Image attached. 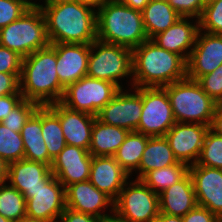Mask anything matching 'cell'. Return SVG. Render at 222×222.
<instances>
[{
    "label": "cell",
    "instance_id": "obj_1",
    "mask_svg": "<svg viewBox=\"0 0 222 222\" xmlns=\"http://www.w3.org/2000/svg\"><path fill=\"white\" fill-rule=\"evenodd\" d=\"M43 11L51 43L91 44L97 39V12L80 1L45 4ZM95 11V12H94Z\"/></svg>",
    "mask_w": 222,
    "mask_h": 222
},
{
    "label": "cell",
    "instance_id": "obj_2",
    "mask_svg": "<svg viewBox=\"0 0 222 222\" xmlns=\"http://www.w3.org/2000/svg\"><path fill=\"white\" fill-rule=\"evenodd\" d=\"M187 61L148 39L132 49L133 88L165 87L187 78Z\"/></svg>",
    "mask_w": 222,
    "mask_h": 222
},
{
    "label": "cell",
    "instance_id": "obj_3",
    "mask_svg": "<svg viewBox=\"0 0 222 222\" xmlns=\"http://www.w3.org/2000/svg\"><path fill=\"white\" fill-rule=\"evenodd\" d=\"M56 65V51L50 45L23 58L19 79L23 99L40 106L61 102L65 87L59 81Z\"/></svg>",
    "mask_w": 222,
    "mask_h": 222
},
{
    "label": "cell",
    "instance_id": "obj_4",
    "mask_svg": "<svg viewBox=\"0 0 222 222\" xmlns=\"http://www.w3.org/2000/svg\"><path fill=\"white\" fill-rule=\"evenodd\" d=\"M96 12L98 40L131 50L148 40L141 11L112 0Z\"/></svg>",
    "mask_w": 222,
    "mask_h": 222
},
{
    "label": "cell",
    "instance_id": "obj_5",
    "mask_svg": "<svg viewBox=\"0 0 222 222\" xmlns=\"http://www.w3.org/2000/svg\"><path fill=\"white\" fill-rule=\"evenodd\" d=\"M163 88L169 96L176 122L210 126L218 103L203 91L197 81L185 78Z\"/></svg>",
    "mask_w": 222,
    "mask_h": 222
},
{
    "label": "cell",
    "instance_id": "obj_6",
    "mask_svg": "<svg viewBox=\"0 0 222 222\" xmlns=\"http://www.w3.org/2000/svg\"><path fill=\"white\" fill-rule=\"evenodd\" d=\"M0 45L23 58L50 45L46 20L39 5L30 7L17 20L0 29Z\"/></svg>",
    "mask_w": 222,
    "mask_h": 222
},
{
    "label": "cell",
    "instance_id": "obj_7",
    "mask_svg": "<svg viewBox=\"0 0 222 222\" xmlns=\"http://www.w3.org/2000/svg\"><path fill=\"white\" fill-rule=\"evenodd\" d=\"M131 74H133L131 49L98 39L90 44L88 77L110 81L122 89L118 79L128 75L132 77Z\"/></svg>",
    "mask_w": 222,
    "mask_h": 222
},
{
    "label": "cell",
    "instance_id": "obj_8",
    "mask_svg": "<svg viewBox=\"0 0 222 222\" xmlns=\"http://www.w3.org/2000/svg\"><path fill=\"white\" fill-rule=\"evenodd\" d=\"M119 90L110 81L85 76L65 88L61 103L69 109L97 116Z\"/></svg>",
    "mask_w": 222,
    "mask_h": 222
},
{
    "label": "cell",
    "instance_id": "obj_9",
    "mask_svg": "<svg viewBox=\"0 0 222 222\" xmlns=\"http://www.w3.org/2000/svg\"><path fill=\"white\" fill-rule=\"evenodd\" d=\"M128 184L114 201L113 211L128 222H154L160 213L159 195L139 179Z\"/></svg>",
    "mask_w": 222,
    "mask_h": 222
},
{
    "label": "cell",
    "instance_id": "obj_10",
    "mask_svg": "<svg viewBox=\"0 0 222 222\" xmlns=\"http://www.w3.org/2000/svg\"><path fill=\"white\" fill-rule=\"evenodd\" d=\"M176 123L170 99L163 87H142V112L136 132L165 136Z\"/></svg>",
    "mask_w": 222,
    "mask_h": 222
},
{
    "label": "cell",
    "instance_id": "obj_11",
    "mask_svg": "<svg viewBox=\"0 0 222 222\" xmlns=\"http://www.w3.org/2000/svg\"><path fill=\"white\" fill-rule=\"evenodd\" d=\"M135 94L118 93L97 114L96 118L104 124L136 131L142 112V87H135Z\"/></svg>",
    "mask_w": 222,
    "mask_h": 222
},
{
    "label": "cell",
    "instance_id": "obj_12",
    "mask_svg": "<svg viewBox=\"0 0 222 222\" xmlns=\"http://www.w3.org/2000/svg\"><path fill=\"white\" fill-rule=\"evenodd\" d=\"M208 130L209 126L207 125L179 122H176L168 130L165 138L178 162L184 163L187 166L197 163Z\"/></svg>",
    "mask_w": 222,
    "mask_h": 222
},
{
    "label": "cell",
    "instance_id": "obj_13",
    "mask_svg": "<svg viewBox=\"0 0 222 222\" xmlns=\"http://www.w3.org/2000/svg\"><path fill=\"white\" fill-rule=\"evenodd\" d=\"M186 63L188 79L197 81L201 76L213 72L222 64V35L201 33L199 30Z\"/></svg>",
    "mask_w": 222,
    "mask_h": 222
},
{
    "label": "cell",
    "instance_id": "obj_14",
    "mask_svg": "<svg viewBox=\"0 0 222 222\" xmlns=\"http://www.w3.org/2000/svg\"><path fill=\"white\" fill-rule=\"evenodd\" d=\"M65 208V187L55 176L26 199V216L30 218L57 222Z\"/></svg>",
    "mask_w": 222,
    "mask_h": 222
},
{
    "label": "cell",
    "instance_id": "obj_15",
    "mask_svg": "<svg viewBox=\"0 0 222 222\" xmlns=\"http://www.w3.org/2000/svg\"><path fill=\"white\" fill-rule=\"evenodd\" d=\"M189 174L197 205L207 208L222 220V169L196 163L189 166Z\"/></svg>",
    "mask_w": 222,
    "mask_h": 222
},
{
    "label": "cell",
    "instance_id": "obj_16",
    "mask_svg": "<svg viewBox=\"0 0 222 222\" xmlns=\"http://www.w3.org/2000/svg\"><path fill=\"white\" fill-rule=\"evenodd\" d=\"M91 161L89 150L66 145L53 159L51 172L66 188L71 184L89 180Z\"/></svg>",
    "mask_w": 222,
    "mask_h": 222
},
{
    "label": "cell",
    "instance_id": "obj_17",
    "mask_svg": "<svg viewBox=\"0 0 222 222\" xmlns=\"http://www.w3.org/2000/svg\"><path fill=\"white\" fill-rule=\"evenodd\" d=\"M56 51V72L66 88L87 76L90 44L51 43Z\"/></svg>",
    "mask_w": 222,
    "mask_h": 222
},
{
    "label": "cell",
    "instance_id": "obj_18",
    "mask_svg": "<svg viewBox=\"0 0 222 222\" xmlns=\"http://www.w3.org/2000/svg\"><path fill=\"white\" fill-rule=\"evenodd\" d=\"M47 106L59 117L66 144L89 150L96 116L69 109L61 102Z\"/></svg>",
    "mask_w": 222,
    "mask_h": 222
},
{
    "label": "cell",
    "instance_id": "obj_19",
    "mask_svg": "<svg viewBox=\"0 0 222 222\" xmlns=\"http://www.w3.org/2000/svg\"><path fill=\"white\" fill-rule=\"evenodd\" d=\"M53 177L51 167L40 162L21 159L8 164L7 180L25 199Z\"/></svg>",
    "mask_w": 222,
    "mask_h": 222
},
{
    "label": "cell",
    "instance_id": "obj_20",
    "mask_svg": "<svg viewBox=\"0 0 222 222\" xmlns=\"http://www.w3.org/2000/svg\"><path fill=\"white\" fill-rule=\"evenodd\" d=\"M129 176L113 156H92L89 181L113 201L118 197Z\"/></svg>",
    "mask_w": 222,
    "mask_h": 222
},
{
    "label": "cell",
    "instance_id": "obj_21",
    "mask_svg": "<svg viewBox=\"0 0 222 222\" xmlns=\"http://www.w3.org/2000/svg\"><path fill=\"white\" fill-rule=\"evenodd\" d=\"M66 207L72 210L102 217L101 209L114 207V201L98 190L89 180L71 184L65 188Z\"/></svg>",
    "mask_w": 222,
    "mask_h": 222
},
{
    "label": "cell",
    "instance_id": "obj_22",
    "mask_svg": "<svg viewBox=\"0 0 222 222\" xmlns=\"http://www.w3.org/2000/svg\"><path fill=\"white\" fill-rule=\"evenodd\" d=\"M188 21L187 17H180L166 31L158 33L151 40L159 47L174 52L187 61L199 32V19L196 20V24H192ZM189 48L190 51L188 52ZM186 50L188 53L185 52Z\"/></svg>",
    "mask_w": 222,
    "mask_h": 222
},
{
    "label": "cell",
    "instance_id": "obj_23",
    "mask_svg": "<svg viewBox=\"0 0 222 222\" xmlns=\"http://www.w3.org/2000/svg\"><path fill=\"white\" fill-rule=\"evenodd\" d=\"M160 212L183 217L196 205L195 190L190 174L159 194Z\"/></svg>",
    "mask_w": 222,
    "mask_h": 222
},
{
    "label": "cell",
    "instance_id": "obj_24",
    "mask_svg": "<svg viewBox=\"0 0 222 222\" xmlns=\"http://www.w3.org/2000/svg\"><path fill=\"white\" fill-rule=\"evenodd\" d=\"M41 130L42 106H39L20 132L24 143V159L40 162L51 167L53 159L48 154Z\"/></svg>",
    "mask_w": 222,
    "mask_h": 222
},
{
    "label": "cell",
    "instance_id": "obj_25",
    "mask_svg": "<svg viewBox=\"0 0 222 222\" xmlns=\"http://www.w3.org/2000/svg\"><path fill=\"white\" fill-rule=\"evenodd\" d=\"M130 131L102 123L95 118L89 153L92 156H114Z\"/></svg>",
    "mask_w": 222,
    "mask_h": 222
},
{
    "label": "cell",
    "instance_id": "obj_26",
    "mask_svg": "<svg viewBox=\"0 0 222 222\" xmlns=\"http://www.w3.org/2000/svg\"><path fill=\"white\" fill-rule=\"evenodd\" d=\"M179 163L165 136L149 137L146 148L141 157L139 174L141 179L147 172L155 169L172 166Z\"/></svg>",
    "mask_w": 222,
    "mask_h": 222
},
{
    "label": "cell",
    "instance_id": "obj_27",
    "mask_svg": "<svg viewBox=\"0 0 222 222\" xmlns=\"http://www.w3.org/2000/svg\"><path fill=\"white\" fill-rule=\"evenodd\" d=\"M141 12L148 39L166 31L181 17L167 0H151Z\"/></svg>",
    "mask_w": 222,
    "mask_h": 222
},
{
    "label": "cell",
    "instance_id": "obj_28",
    "mask_svg": "<svg viewBox=\"0 0 222 222\" xmlns=\"http://www.w3.org/2000/svg\"><path fill=\"white\" fill-rule=\"evenodd\" d=\"M150 136L130 131L114 154L116 162L128 173L139 168L141 157Z\"/></svg>",
    "mask_w": 222,
    "mask_h": 222
},
{
    "label": "cell",
    "instance_id": "obj_29",
    "mask_svg": "<svg viewBox=\"0 0 222 222\" xmlns=\"http://www.w3.org/2000/svg\"><path fill=\"white\" fill-rule=\"evenodd\" d=\"M188 173L189 166L179 162L147 172L140 180L159 195L168 187L182 180Z\"/></svg>",
    "mask_w": 222,
    "mask_h": 222
},
{
    "label": "cell",
    "instance_id": "obj_30",
    "mask_svg": "<svg viewBox=\"0 0 222 222\" xmlns=\"http://www.w3.org/2000/svg\"><path fill=\"white\" fill-rule=\"evenodd\" d=\"M41 131L48 154L54 159L67 144L59 117L48 106H42Z\"/></svg>",
    "mask_w": 222,
    "mask_h": 222
},
{
    "label": "cell",
    "instance_id": "obj_31",
    "mask_svg": "<svg viewBox=\"0 0 222 222\" xmlns=\"http://www.w3.org/2000/svg\"><path fill=\"white\" fill-rule=\"evenodd\" d=\"M0 215L12 222L26 216V199L11 185L0 182Z\"/></svg>",
    "mask_w": 222,
    "mask_h": 222
},
{
    "label": "cell",
    "instance_id": "obj_32",
    "mask_svg": "<svg viewBox=\"0 0 222 222\" xmlns=\"http://www.w3.org/2000/svg\"><path fill=\"white\" fill-rule=\"evenodd\" d=\"M0 158L6 163L24 159V143L20 133L0 122Z\"/></svg>",
    "mask_w": 222,
    "mask_h": 222
},
{
    "label": "cell",
    "instance_id": "obj_33",
    "mask_svg": "<svg viewBox=\"0 0 222 222\" xmlns=\"http://www.w3.org/2000/svg\"><path fill=\"white\" fill-rule=\"evenodd\" d=\"M197 164L222 169V135L208 130Z\"/></svg>",
    "mask_w": 222,
    "mask_h": 222
},
{
    "label": "cell",
    "instance_id": "obj_34",
    "mask_svg": "<svg viewBox=\"0 0 222 222\" xmlns=\"http://www.w3.org/2000/svg\"><path fill=\"white\" fill-rule=\"evenodd\" d=\"M222 35V0L211 2L203 8L199 18V30Z\"/></svg>",
    "mask_w": 222,
    "mask_h": 222
},
{
    "label": "cell",
    "instance_id": "obj_35",
    "mask_svg": "<svg viewBox=\"0 0 222 222\" xmlns=\"http://www.w3.org/2000/svg\"><path fill=\"white\" fill-rule=\"evenodd\" d=\"M40 105L36 102L23 99L11 113L1 121L7 128L20 133L24 124L28 121L31 115L38 109Z\"/></svg>",
    "mask_w": 222,
    "mask_h": 222
},
{
    "label": "cell",
    "instance_id": "obj_36",
    "mask_svg": "<svg viewBox=\"0 0 222 222\" xmlns=\"http://www.w3.org/2000/svg\"><path fill=\"white\" fill-rule=\"evenodd\" d=\"M197 82L215 102H222V64L213 72L201 76Z\"/></svg>",
    "mask_w": 222,
    "mask_h": 222
},
{
    "label": "cell",
    "instance_id": "obj_37",
    "mask_svg": "<svg viewBox=\"0 0 222 222\" xmlns=\"http://www.w3.org/2000/svg\"><path fill=\"white\" fill-rule=\"evenodd\" d=\"M29 8L22 0H0V29L17 20Z\"/></svg>",
    "mask_w": 222,
    "mask_h": 222
},
{
    "label": "cell",
    "instance_id": "obj_38",
    "mask_svg": "<svg viewBox=\"0 0 222 222\" xmlns=\"http://www.w3.org/2000/svg\"><path fill=\"white\" fill-rule=\"evenodd\" d=\"M172 8L181 16L187 18H200L203 8V0H167Z\"/></svg>",
    "mask_w": 222,
    "mask_h": 222
},
{
    "label": "cell",
    "instance_id": "obj_39",
    "mask_svg": "<svg viewBox=\"0 0 222 222\" xmlns=\"http://www.w3.org/2000/svg\"><path fill=\"white\" fill-rule=\"evenodd\" d=\"M21 57L16 52L0 45V72L1 73H21Z\"/></svg>",
    "mask_w": 222,
    "mask_h": 222
},
{
    "label": "cell",
    "instance_id": "obj_40",
    "mask_svg": "<svg viewBox=\"0 0 222 222\" xmlns=\"http://www.w3.org/2000/svg\"><path fill=\"white\" fill-rule=\"evenodd\" d=\"M21 73H1L0 72V96L21 94L20 93Z\"/></svg>",
    "mask_w": 222,
    "mask_h": 222
},
{
    "label": "cell",
    "instance_id": "obj_41",
    "mask_svg": "<svg viewBox=\"0 0 222 222\" xmlns=\"http://www.w3.org/2000/svg\"><path fill=\"white\" fill-rule=\"evenodd\" d=\"M182 219L183 222H222L217 215L200 205H196Z\"/></svg>",
    "mask_w": 222,
    "mask_h": 222
},
{
    "label": "cell",
    "instance_id": "obj_42",
    "mask_svg": "<svg viewBox=\"0 0 222 222\" xmlns=\"http://www.w3.org/2000/svg\"><path fill=\"white\" fill-rule=\"evenodd\" d=\"M23 100L22 94L0 96V122Z\"/></svg>",
    "mask_w": 222,
    "mask_h": 222
},
{
    "label": "cell",
    "instance_id": "obj_43",
    "mask_svg": "<svg viewBox=\"0 0 222 222\" xmlns=\"http://www.w3.org/2000/svg\"><path fill=\"white\" fill-rule=\"evenodd\" d=\"M59 219L60 222H99L98 217L78 212L67 207Z\"/></svg>",
    "mask_w": 222,
    "mask_h": 222
},
{
    "label": "cell",
    "instance_id": "obj_44",
    "mask_svg": "<svg viewBox=\"0 0 222 222\" xmlns=\"http://www.w3.org/2000/svg\"><path fill=\"white\" fill-rule=\"evenodd\" d=\"M209 129L218 135H222V104L216 106Z\"/></svg>",
    "mask_w": 222,
    "mask_h": 222
},
{
    "label": "cell",
    "instance_id": "obj_45",
    "mask_svg": "<svg viewBox=\"0 0 222 222\" xmlns=\"http://www.w3.org/2000/svg\"><path fill=\"white\" fill-rule=\"evenodd\" d=\"M134 10L142 11L151 0H116Z\"/></svg>",
    "mask_w": 222,
    "mask_h": 222
},
{
    "label": "cell",
    "instance_id": "obj_46",
    "mask_svg": "<svg viewBox=\"0 0 222 222\" xmlns=\"http://www.w3.org/2000/svg\"><path fill=\"white\" fill-rule=\"evenodd\" d=\"M154 222H183L182 217L159 213Z\"/></svg>",
    "mask_w": 222,
    "mask_h": 222
},
{
    "label": "cell",
    "instance_id": "obj_47",
    "mask_svg": "<svg viewBox=\"0 0 222 222\" xmlns=\"http://www.w3.org/2000/svg\"><path fill=\"white\" fill-rule=\"evenodd\" d=\"M112 212L114 213L112 216L111 215H104L99 218V222H128L124 218H122L120 215H118L115 211H113V208H111Z\"/></svg>",
    "mask_w": 222,
    "mask_h": 222
},
{
    "label": "cell",
    "instance_id": "obj_48",
    "mask_svg": "<svg viewBox=\"0 0 222 222\" xmlns=\"http://www.w3.org/2000/svg\"><path fill=\"white\" fill-rule=\"evenodd\" d=\"M78 1H80L83 4H87L93 7L94 9L97 7L98 9L102 7L104 4H106L107 2L112 1V0H78Z\"/></svg>",
    "mask_w": 222,
    "mask_h": 222
},
{
    "label": "cell",
    "instance_id": "obj_49",
    "mask_svg": "<svg viewBox=\"0 0 222 222\" xmlns=\"http://www.w3.org/2000/svg\"><path fill=\"white\" fill-rule=\"evenodd\" d=\"M8 163L0 158V182L7 181Z\"/></svg>",
    "mask_w": 222,
    "mask_h": 222
},
{
    "label": "cell",
    "instance_id": "obj_50",
    "mask_svg": "<svg viewBox=\"0 0 222 222\" xmlns=\"http://www.w3.org/2000/svg\"><path fill=\"white\" fill-rule=\"evenodd\" d=\"M19 222H52V221H47V220H42V219H36V218H30L28 216H25L22 220Z\"/></svg>",
    "mask_w": 222,
    "mask_h": 222
},
{
    "label": "cell",
    "instance_id": "obj_51",
    "mask_svg": "<svg viewBox=\"0 0 222 222\" xmlns=\"http://www.w3.org/2000/svg\"><path fill=\"white\" fill-rule=\"evenodd\" d=\"M77 0H45V4H57L61 2H74Z\"/></svg>",
    "mask_w": 222,
    "mask_h": 222
},
{
    "label": "cell",
    "instance_id": "obj_52",
    "mask_svg": "<svg viewBox=\"0 0 222 222\" xmlns=\"http://www.w3.org/2000/svg\"><path fill=\"white\" fill-rule=\"evenodd\" d=\"M23 2H25L29 7H35L38 6L39 4L35 3V2H30L29 0H22Z\"/></svg>",
    "mask_w": 222,
    "mask_h": 222
},
{
    "label": "cell",
    "instance_id": "obj_53",
    "mask_svg": "<svg viewBox=\"0 0 222 222\" xmlns=\"http://www.w3.org/2000/svg\"><path fill=\"white\" fill-rule=\"evenodd\" d=\"M0 222H12L8 219H6L5 217H3L2 215H0Z\"/></svg>",
    "mask_w": 222,
    "mask_h": 222
},
{
    "label": "cell",
    "instance_id": "obj_54",
    "mask_svg": "<svg viewBox=\"0 0 222 222\" xmlns=\"http://www.w3.org/2000/svg\"><path fill=\"white\" fill-rule=\"evenodd\" d=\"M203 1H204V4L207 5V4H209V3H211V2H214V1H216V0H203Z\"/></svg>",
    "mask_w": 222,
    "mask_h": 222
}]
</instances>
